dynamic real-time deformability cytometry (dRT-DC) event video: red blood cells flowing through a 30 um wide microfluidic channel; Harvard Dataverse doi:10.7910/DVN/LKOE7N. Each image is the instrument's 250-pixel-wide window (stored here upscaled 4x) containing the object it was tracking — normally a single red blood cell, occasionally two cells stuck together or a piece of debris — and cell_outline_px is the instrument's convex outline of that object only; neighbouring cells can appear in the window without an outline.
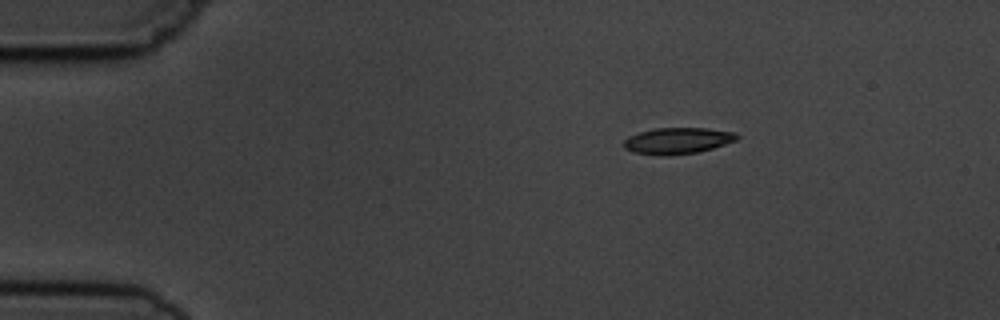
{"species": "common noctule bat (a hibernating species)", "species_latin": "Nyctalus noctula", "temperature_condition": "cold", "stored_images_in_passage": 3, "camera_frame_rate_fps": 3000, "um_per_image_px": 0.085, "animal": {"sex": "male", "body_mass_g": 19.5, "forearm_length_mm": 54.6}, "frame": {"image": 1, "passage_image": 1, "time_ms": 0.0, "image_size_px": [1000, 320], "cell_outline_px": [[740, 136], [736, 140], [712, 148], [696, 152], [668, 156], [660, 156], [632, 152], [624, 148], [624, 140], [628, 136], [640, 132], [656, 128], [708, 128], [736, 132]], "centroid_in_image_um": [57.58, 11.96], "position_along_channel_um": 27.4, "area_um2": 17.4}}